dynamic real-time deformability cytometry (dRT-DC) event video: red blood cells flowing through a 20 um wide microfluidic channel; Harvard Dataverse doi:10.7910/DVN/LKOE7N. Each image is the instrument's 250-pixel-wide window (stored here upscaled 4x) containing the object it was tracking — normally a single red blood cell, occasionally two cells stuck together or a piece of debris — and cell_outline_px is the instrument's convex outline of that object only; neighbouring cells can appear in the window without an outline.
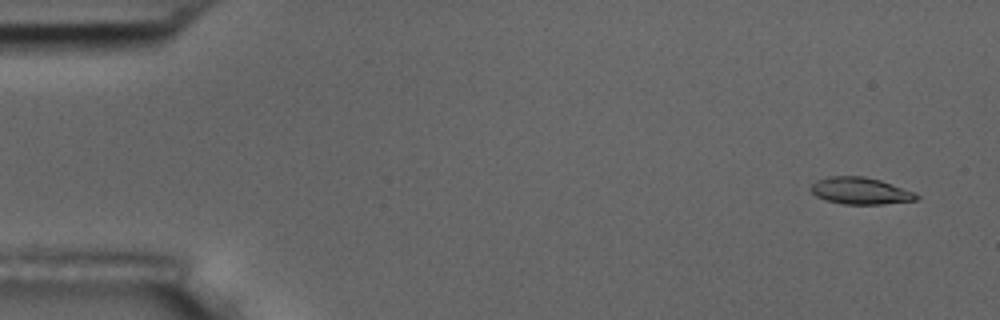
{"species": "common noctule bat (a hibernating species)", "species_latin": "Nyctalus noctula", "temperature_condition": "room temperature", "stored_images_in_passage": 56, "camera_frame_rate_fps": 3000, "um_per_image_px": 0.085, "animal": {"sex": "male", "body_mass_g": 17.5, "forearm_length_mm": 52.3}, "frame": {"image": 1, "passage_image": 3, "time_ms": 0.667, "image_size_px": [1000, 320], "cell_outline_px": [[920, 200], [884, 204], [844, 204], [824, 200], [816, 196], [812, 192], [812, 184], [816, 180], [828, 176], [864, 176], [880, 180], [916, 192], [920, 196]], "centroid_in_image_um": [73.18, 16.23], "position_along_channel_um": 11.8, "area_um2": 16.7}}
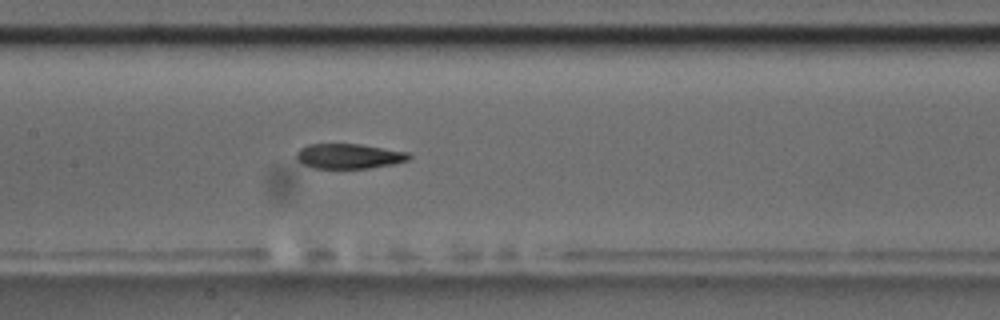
{"frame": {"image": 2, "passage_image": 27, "time_ms": 8.667, "image_size_px": [1000, 320], "cell_outline_px": [[412, 156], [408, 160], [392, 164], [368, 168], [312, 168], [300, 164], [296, 160], [296, 152], [300, 148], [308, 144], [360, 144], [408, 152]], "centroid_in_image_um": [29.61, 13.27], "position_along_channel_um": 177.8, "area_um2": 16.47}}
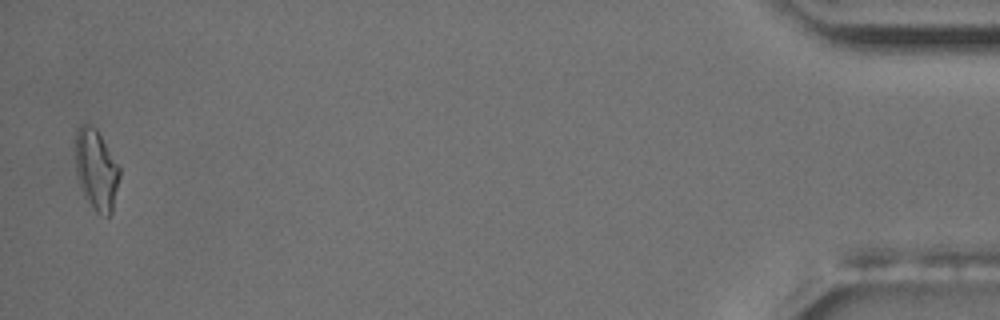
{"frame": {"image": 3, "passage_image": 55, "time_ms": 18.0, "image_size_px": [1000, 320], "cell_outline_px": [[120, 176], [112, 212], [108, 216], [96, 212], [88, 200], [76, 176], [76, 128], [80, 124], [88, 120], [96, 128], [120, 168]], "centroid_in_image_um": [8.18, 14.35], "position_along_channel_um": 427.0, "area_um2": 20.63}, "authors_computed_cell_mechanics": {"area_um2": 17.051, "velocity_mm_per_s": 3.6269, "shape_relaxation_time_tau1_ms": 10.8916, "shape_relaxation_time_tau2_ms": 3.3213, "deformation_change_tau1": 0.2626, "deformation_change_tau2": 0.1083}}